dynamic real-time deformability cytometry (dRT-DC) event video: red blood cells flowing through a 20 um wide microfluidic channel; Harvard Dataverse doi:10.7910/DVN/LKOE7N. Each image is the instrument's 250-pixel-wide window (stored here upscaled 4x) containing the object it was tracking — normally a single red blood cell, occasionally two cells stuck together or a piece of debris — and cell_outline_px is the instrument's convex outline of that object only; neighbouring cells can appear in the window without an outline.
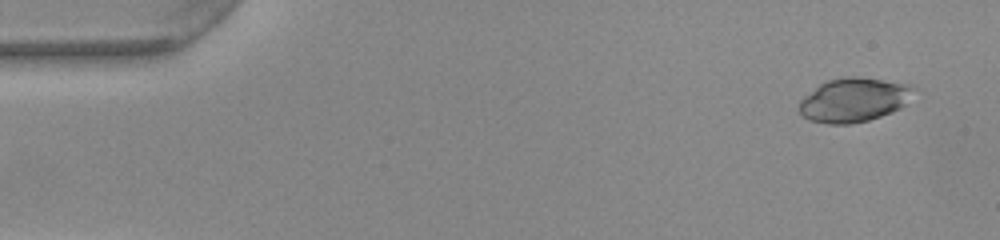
{"species": "common noctule bat (a hibernating species)", "species_latin": "Nyctalus noctula", "temperature_condition": "warm", "stored_images_in_passage": 4, "camera_frame_rate_fps": 3000, "um_per_image_px": 0.085, "animal": {"sex": "female", "body_mass_g": 22.0, "forearm_length_mm": 56.7}, "frame": {"image": 1, "passage_image": 3, "time_ms": 0.667, "image_size_px": [1000, 240], "cell_outline_px": [[916, 88], [904, 104], [900, 108], [892, 112], [868, 120], [852, 124], [828, 124], [808, 120], [800, 112], [800, 100], [804, 96], [820, 84], [828, 80], [840, 76], [856, 76], [912, 84]], "centroid_in_image_um": [72.57, 8.48], "position_along_channel_um": 12.4, "area_um2": 29.42}}